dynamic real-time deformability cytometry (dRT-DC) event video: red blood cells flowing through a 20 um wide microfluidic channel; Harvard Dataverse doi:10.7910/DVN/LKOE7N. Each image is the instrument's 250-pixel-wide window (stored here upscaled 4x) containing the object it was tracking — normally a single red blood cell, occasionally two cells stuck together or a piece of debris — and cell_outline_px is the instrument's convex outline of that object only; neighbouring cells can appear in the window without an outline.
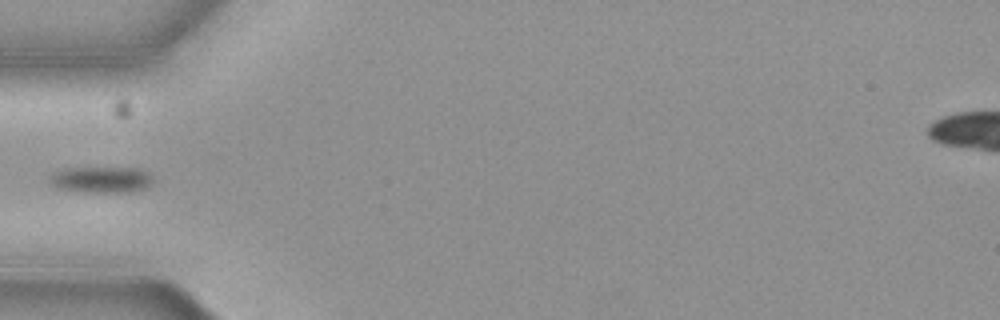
{"species": "common noctule bat (a hibernating species)", "species_latin": "Nyctalus noctula", "temperature_condition": "cold", "stored_images_in_passage": 3, "camera_frame_rate_fps": 3000, "um_per_image_px": 0.085, "animal": {"sex": "female", "body_mass_g": 19.3, "forearm_length_mm": 54.1}, "frame": {"image": 1, "passage_image": 3, "time_ms": 0.667, "image_size_px": [1000, 320], "cell_outline_px": [[152, 184], [148, 188], [132, 192], [84, 192], [56, 188], [48, 180], [56, 172], [68, 168], [136, 168], [148, 172], [152, 176]], "centroid_in_image_um": [8.67, 15.28], "position_along_channel_um": 76.3, "area_um2": 15.78}}